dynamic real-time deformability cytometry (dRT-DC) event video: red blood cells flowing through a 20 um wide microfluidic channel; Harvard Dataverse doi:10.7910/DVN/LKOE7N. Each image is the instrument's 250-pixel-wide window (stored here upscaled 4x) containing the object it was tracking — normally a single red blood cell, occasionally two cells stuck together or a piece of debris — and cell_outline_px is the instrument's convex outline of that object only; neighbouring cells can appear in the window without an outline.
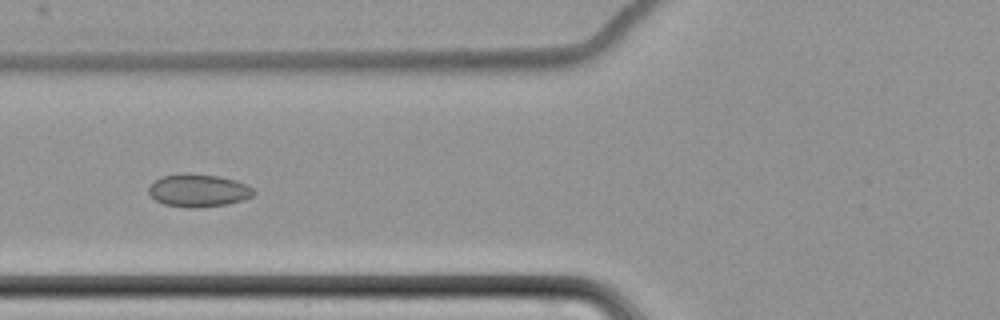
{"species": "common noctule bat (a hibernating species)", "species_latin": "Nyctalus noctula", "temperature_condition": "cold", "stored_images_in_passage": 11, "camera_frame_rate_fps": 3000, "um_per_image_px": 0.085, "animal": {"sex": "female", "body_mass_g": 22.7, "forearm_length_mm": 54.2}, "frame": {"image": 1, "passage_image": 8, "time_ms": 9.333, "image_size_px": [1000, 320], "cell_outline_px": [[256, 192], [252, 196], [244, 200], [224, 204], [196, 208], [188, 208], [164, 204], [156, 200], [148, 192], [148, 188], [156, 180], [164, 176], [184, 172], [188, 172], [220, 176], [236, 180], [252, 188]], "centroid_in_image_um": [16.87, 16.18], "position_along_channel_um": 108.9, "area_um2": 20.06}}
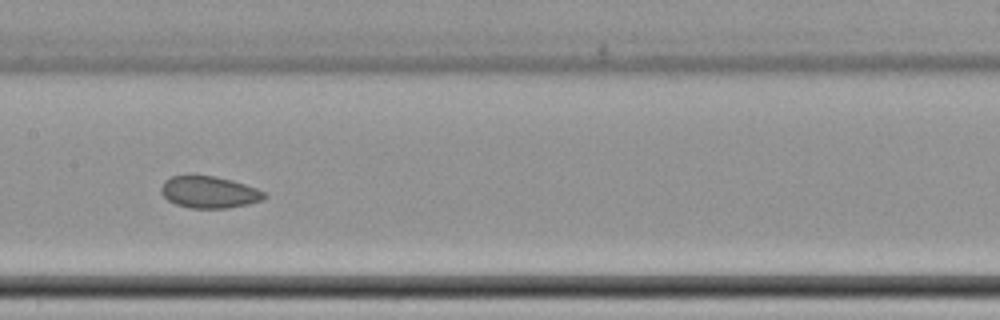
{"frame": {"image": 2, "passage_image": 10, "time_ms": 11.667, "image_size_px": [1000, 320], "cell_outline_px": [[268, 196], [264, 200], [248, 204], [228, 208], [192, 208], [176, 204], [168, 200], [160, 192], [160, 188], [164, 180], [172, 176], [216, 176], [232, 180], [256, 188], [264, 192]], "centroid_in_image_um": [17.79, 16.34], "position_along_channel_um": 189.6, "area_um2": 19.13}}
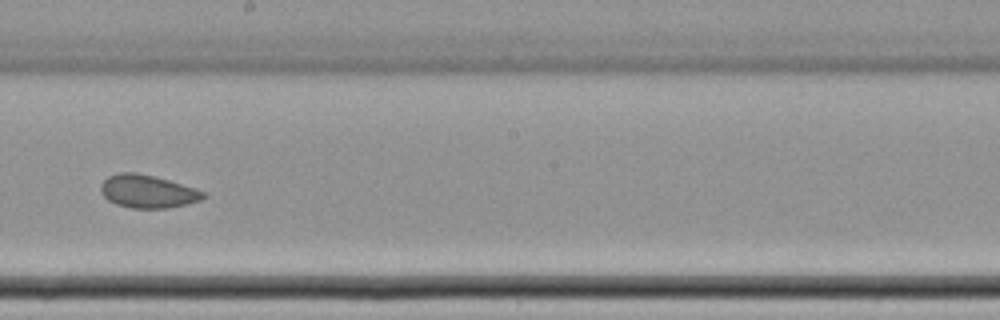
{"frame": {"image": 3, "passage_image": 11, "time_ms": 13.0, "image_size_px": [1000, 320], "cell_outline_px": [[208, 196], [200, 200], [188, 204], [168, 208], [132, 208], [116, 204], [108, 200], [100, 192], [100, 184], [108, 176], [120, 172], [136, 172], [156, 176], [204, 192]], "centroid_in_image_um": [12.52, 16.27], "position_along_channel_um": 235.7, "area_um2": 19.71}}